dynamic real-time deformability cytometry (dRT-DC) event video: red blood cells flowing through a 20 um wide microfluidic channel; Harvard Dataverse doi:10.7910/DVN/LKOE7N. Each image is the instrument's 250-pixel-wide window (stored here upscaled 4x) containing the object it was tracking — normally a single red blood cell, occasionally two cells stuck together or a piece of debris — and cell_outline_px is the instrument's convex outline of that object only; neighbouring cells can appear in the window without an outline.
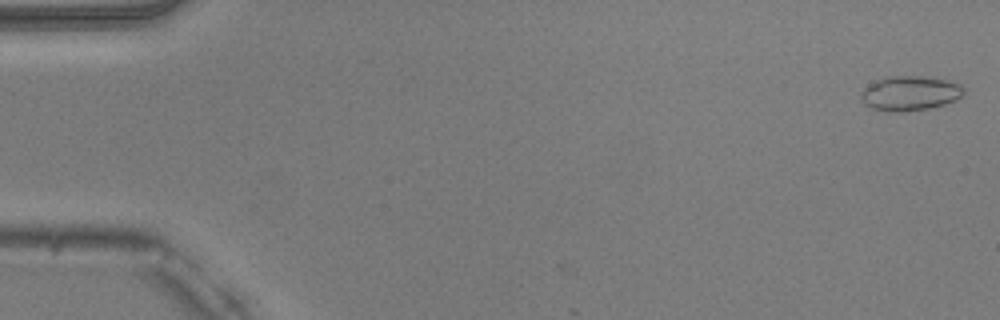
{"species": "common noctule bat (a hibernating species)", "species_latin": "Nyctalus noctula", "temperature_condition": "warm", "stored_images_in_passage": 2, "camera_frame_rate_fps": 3000, "um_per_image_px": 0.085, "animal": {"sex": "male", "body_mass_g": 20.5, "forearm_length_mm": 52.5}, "frame": {"image": 1, "passage_image": 2, "time_ms": 0.333, "image_size_px": [1000, 320], "cell_outline_px": [[964, 92], [956, 100], [944, 104], [928, 108], [904, 112], [892, 112], [872, 108], [864, 104], [860, 100], [860, 96], [864, 88], [868, 84], [884, 76], [928, 76], [948, 80], [960, 84], [964, 88]], "centroid_in_image_um": [77.32, 7.92], "position_along_channel_um": 7.7, "area_um2": 20.98}}